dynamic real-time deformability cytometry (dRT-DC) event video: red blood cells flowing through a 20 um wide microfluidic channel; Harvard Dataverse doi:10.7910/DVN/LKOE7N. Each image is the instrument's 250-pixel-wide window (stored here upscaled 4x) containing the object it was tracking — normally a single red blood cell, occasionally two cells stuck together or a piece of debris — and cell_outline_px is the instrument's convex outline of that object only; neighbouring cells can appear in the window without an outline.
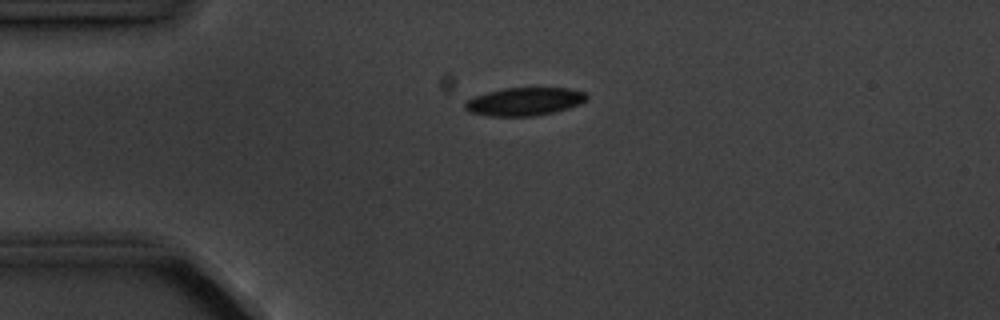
{"species": "common noctule bat (a hibernating species)", "species_latin": "Nyctalus noctula", "temperature_condition": "cold", "stored_images_in_passage": 5, "camera_frame_rate_fps": 3000, "um_per_image_px": 0.085, "animal": {"sex": "male", "body_mass_g": 20.1, "forearm_length_mm": 53.5}, "frame": {"image": 1, "passage_image": 4, "time_ms": 3.333, "image_size_px": [1000, 320], "cell_outline_px": [[588, 96], [580, 104], [568, 108], [552, 112], [532, 116], [488, 116], [468, 112], [464, 108], [464, 104], [468, 100], [476, 96], [488, 92], [504, 88], [568, 88], [584, 92]], "centroid_in_image_um": [44.55, 8.63], "position_along_channel_um": 40.4, "area_um2": 19.71}}